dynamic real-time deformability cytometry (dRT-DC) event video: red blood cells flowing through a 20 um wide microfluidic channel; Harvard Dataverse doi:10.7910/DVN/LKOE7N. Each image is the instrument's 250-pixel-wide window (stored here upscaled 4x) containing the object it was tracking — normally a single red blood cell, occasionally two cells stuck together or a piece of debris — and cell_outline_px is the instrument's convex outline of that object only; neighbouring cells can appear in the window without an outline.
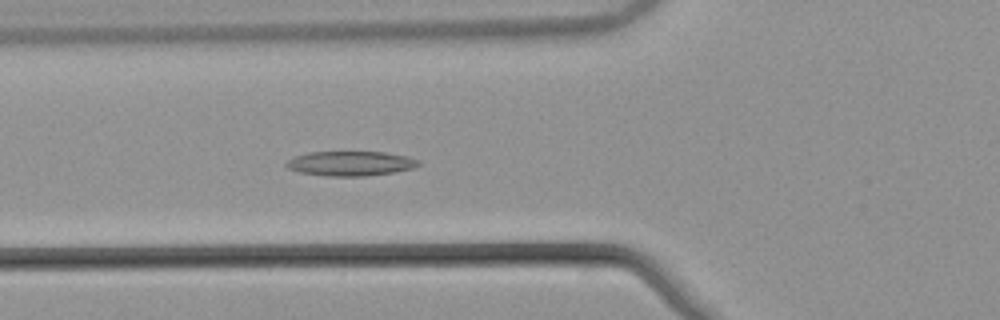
{"species": "common noctule bat (a hibernating species)", "species_latin": "Nyctalus noctula", "temperature_condition": "warm", "stored_images_in_passage": 39, "camera_frame_rate_fps": 3000, "um_per_image_px": 0.085, "animal": {"sex": "male", "body_mass_g": 21.5, "forearm_length_mm": 52.0}, "frame": {"image": 1, "passage_image": 11, "time_ms": 3.333, "image_size_px": [1000, 320], "cell_outline_px": [[420, 164], [412, 168], [392, 172], [368, 176], [328, 176], [300, 172], [288, 168], [284, 164], [292, 156], [308, 152], [384, 152], [408, 156], [420, 160]], "centroid_in_image_um": [29.78, 13.89], "position_along_channel_um": 96.0, "area_um2": 19.02}}
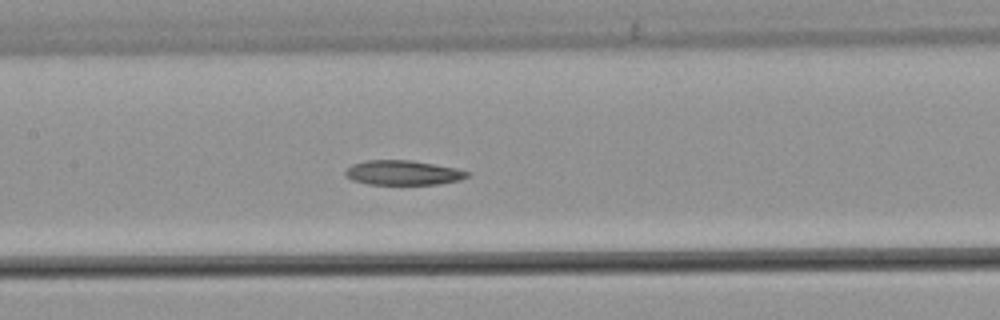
{"frame": {"image": 2, "passage_image": 17, "time_ms": 5.333, "image_size_px": [1000, 320], "cell_outline_px": [[468, 176], [460, 180], [436, 184], [368, 184], [352, 180], [344, 176], [344, 172], [352, 164], [368, 160], [408, 160], [456, 168], [468, 172]], "centroid_in_image_um": [34.2, 14.68], "position_along_channel_um": 173.2, "area_um2": 17.28}}
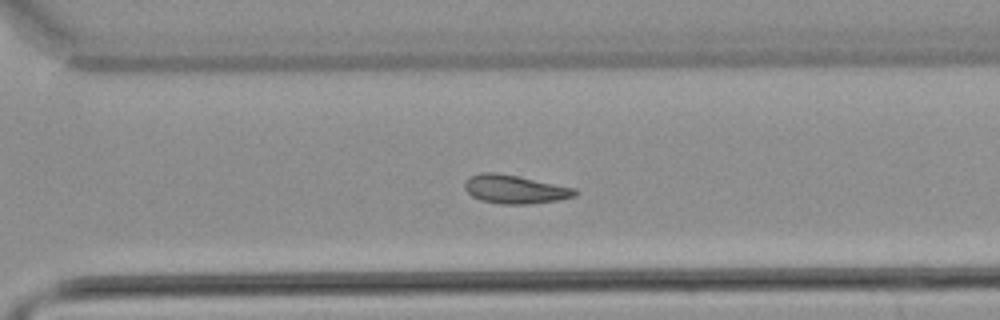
{"frame": {"image": 3, "passage_image": 29, "time_ms": 9.333, "image_size_px": [1000, 320], "cell_outline_px": [[580, 192], [576, 196], [560, 200], [528, 204], [500, 204], [480, 200], [472, 196], [464, 188], [464, 184], [468, 176], [480, 172], [496, 172], [576, 188]], "centroid_in_image_um": [43.77, 16.09], "position_along_channel_um": 326.8, "area_um2": 18.5}}